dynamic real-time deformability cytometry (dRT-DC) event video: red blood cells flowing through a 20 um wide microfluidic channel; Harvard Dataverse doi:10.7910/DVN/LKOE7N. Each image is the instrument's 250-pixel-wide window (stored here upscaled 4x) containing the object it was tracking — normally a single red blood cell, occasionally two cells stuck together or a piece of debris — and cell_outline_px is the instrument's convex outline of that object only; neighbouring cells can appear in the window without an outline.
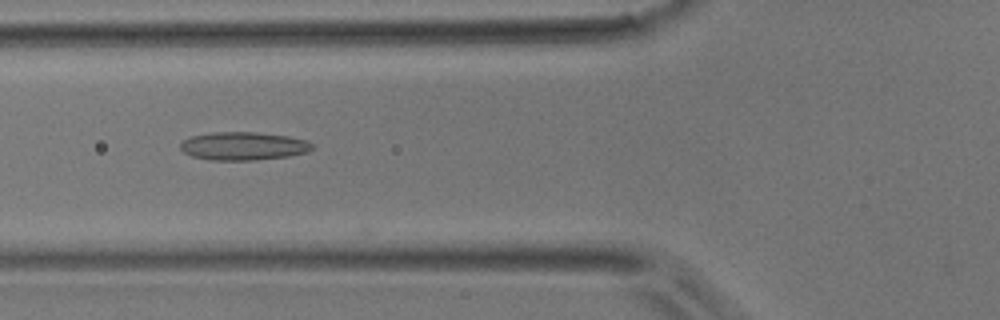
{"species": "common noctule bat (a hibernating species)", "species_latin": "Nyctalus noctula", "temperature_condition": "room temperature", "stored_images_in_passage": 26, "camera_frame_rate_fps": 3000, "um_per_image_px": 0.085, "animal": {"sex": "male", "body_mass_g": 17.9}, "frame": {"image": 1, "passage_image": 3, "time_ms": 0.667, "image_size_px": [1000, 320], "cell_outline_px": [[312, 148], [308, 152], [288, 156], [256, 160], [212, 160], [192, 156], [184, 152], [180, 148], [180, 144], [184, 140], [192, 136], [212, 132], [256, 132], [288, 136], [308, 140], [312, 144]], "centroid_in_image_um": [20.7, 12.41], "position_along_channel_um": 105.1, "area_um2": 21.62}}
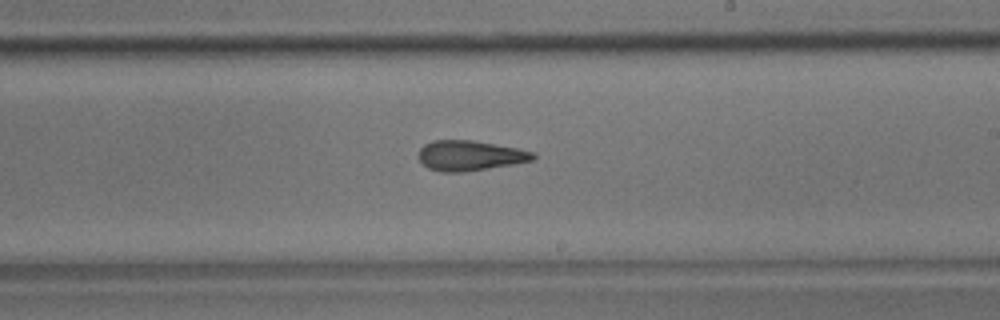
{"frame": {"image": 2, "passage_image": 13, "time_ms": 4.0, "image_size_px": [1000, 320], "cell_outline_px": [[536, 160], [464, 172], [440, 172], [428, 168], [416, 156], [420, 148], [424, 144], [432, 140], [472, 140], [516, 148], [532, 152], [536, 156]], "centroid_in_image_um": [39.9, 13.22], "position_along_channel_um": 249.1, "area_um2": 20.11}}
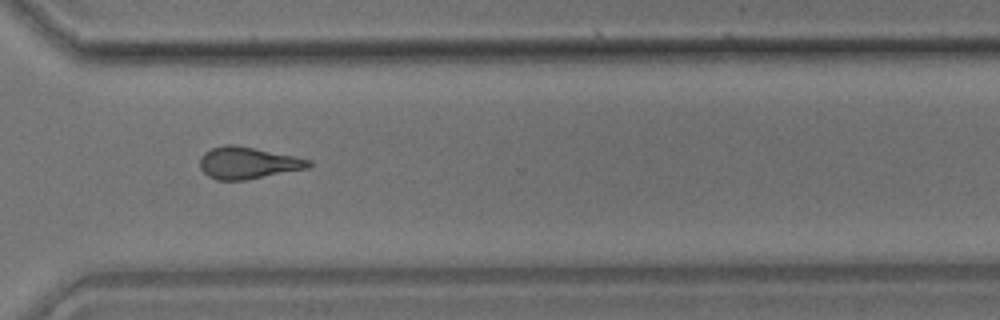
{"frame": {"image": 3, "passage_image": 20, "time_ms": 6.333, "image_size_px": [1000, 320], "cell_outline_px": [[312, 164], [308, 168], [248, 180], [216, 180], [208, 176], [200, 168], [200, 156], [204, 152], [212, 148], [224, 144], [236, 144], [296, 156], [312, 160]], "centroid_in_image_um": [21.07, 13.84], "position_along_channel_um": 349.5, "area_um2": 20.52}}